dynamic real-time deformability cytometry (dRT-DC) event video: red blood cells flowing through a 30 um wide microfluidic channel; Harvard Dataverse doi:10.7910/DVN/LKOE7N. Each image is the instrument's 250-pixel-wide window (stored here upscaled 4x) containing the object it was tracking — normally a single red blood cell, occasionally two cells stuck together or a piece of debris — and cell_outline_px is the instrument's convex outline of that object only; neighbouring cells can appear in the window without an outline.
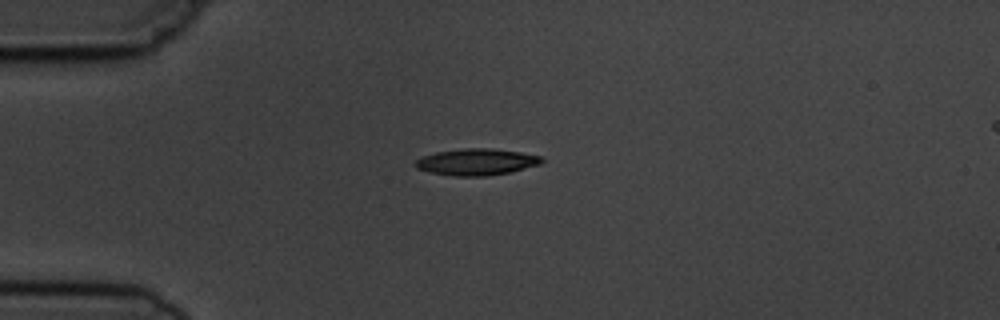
{"species": "common noctule bat (a hibernating species)", "species_latin": "Nyctalus noctula", "temperature_condition": "cold", "stored_images_in_passage": 3, "camera_frame_rate_fps": 3000, "um_per_image_px": 0.085, "animal": {"sex": "male", "body_mass_g": 19.5, "forearm_length_mm": 54.6}, "frame": {"image": 1, "passage_image": 1, "time_ms": 0.0, "image_size_px": [1000, 320], "cell_outline_px": [[544, 160], [540, 164], [512, 172], [488, 176], [452, 176], [428, 172], [416, 168], [416, 160], [424, 156], [436, 152], [464, 148], [492, 148], [520, 152], [540, 156]], "centroid_in_image_um": [40.52, 13.77], "position_along_channel_um": 44.5, "area_um2": 19.59}}
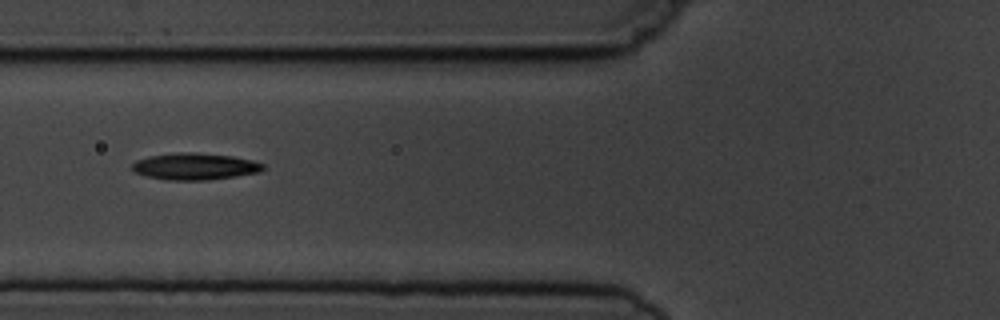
{"frame": {"image": 2, "passage_image": 3, "time_ms": 2.333, "image_size_px": [1000, 320], "cell_outline_px": [[264, 168], [260, 172], [236, 176], [208, 180], [168, 180], [148, 176], [136, 172], [132, 168], [132, 164], [136, 160], [148, 156], [180, 152], [192, 152], [232, 156], [252, 160], [264, 164]], "centroid_in_image_um": [16.58, 14.14], "position_along_channel_um": 109.2, "area_um2": 20.29}}